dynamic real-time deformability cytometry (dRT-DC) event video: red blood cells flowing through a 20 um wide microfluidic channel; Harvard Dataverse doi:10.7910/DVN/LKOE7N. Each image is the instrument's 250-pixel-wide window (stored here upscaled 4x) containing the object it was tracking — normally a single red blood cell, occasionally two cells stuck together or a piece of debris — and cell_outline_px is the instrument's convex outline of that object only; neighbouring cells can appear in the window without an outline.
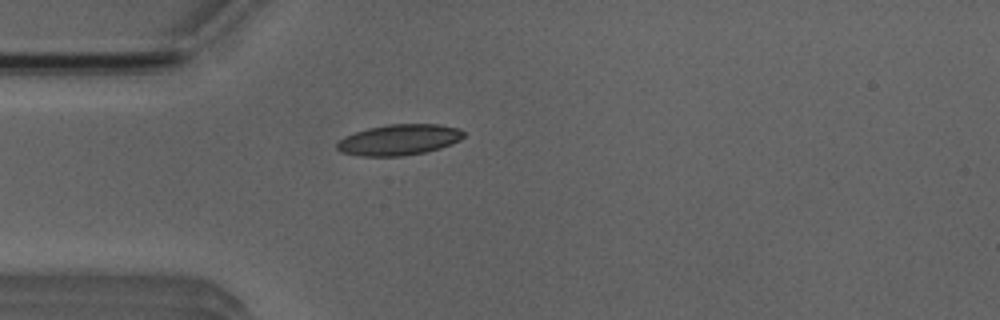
{"species": "Egyptian fruit bat (a non-hibernating species)", "species_latin": "Rousettus aegyptiacus", "temperature_condition": "room temperature", "stored_images_in_passage": 2, "camera_frame_rate_fps": 3000, "um_per_image_px": 0.085, "animal": {"sex": "male"}, "frame": {"image": 1, "passage_image": 1, "time_ms": 0.0, "image_size_px": [1000, 320], "cell_outline_px": [[464, 136], [460, 140], [452, 144], [440, 148], [424, 152], [400, 156], [360, 156], [340, 152], [336, 148], [336, 144], [344, 136], [368, 128], [388, 124], [440, 124], [460, 128], [464, 132]], "centroid_in_image_um": [33.93, 11.88], "position_along_channel_um": 51.1, "area_um2": 22.83}}